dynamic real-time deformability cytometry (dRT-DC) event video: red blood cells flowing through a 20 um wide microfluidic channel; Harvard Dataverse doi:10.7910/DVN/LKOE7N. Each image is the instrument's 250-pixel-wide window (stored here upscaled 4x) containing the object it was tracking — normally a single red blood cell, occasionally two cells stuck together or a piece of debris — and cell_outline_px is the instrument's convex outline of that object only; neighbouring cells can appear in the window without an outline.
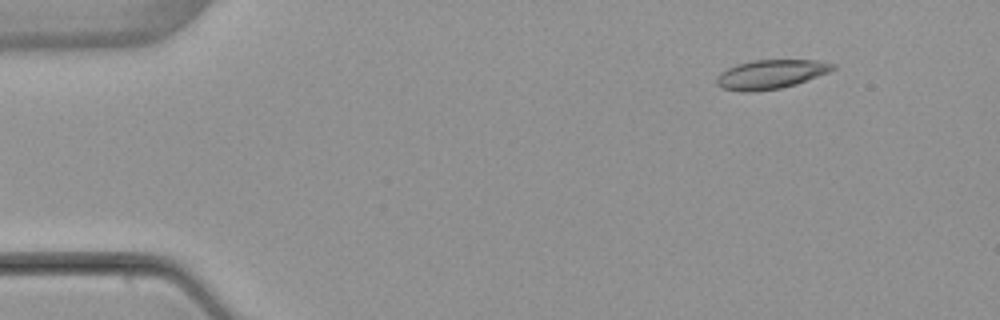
{"species": "common noctule bat (a hibernating species)", "species_latin": "Nyctalus noctula", "temperature_condition": "warm", "stored_images_in_passage": 3, "camera_frame_rate_fps": 3000, "um_per_image_px": 0.085, "animal": {"sex": "female", "body_mass_g": 22.7, "forearm_length_mm": 54.2}, "frame": {"image": 1, "passage_image": 3, "time_ms": 2.667, "image_size_px": [1000, 320], "cell_outline_px": [[836, 68], [828, 72], [796, 84], [780, 88], [752, 92], [740, 92], [724, 88], [716, 84], [716, 76], [720, 72], [736, 64], [752, 60], [816, 60], [836, 64]], "centroid_in_image_um": [65.49, 6.31], "position_along_channel_um": 19.5, "area_um2": 19.71}}